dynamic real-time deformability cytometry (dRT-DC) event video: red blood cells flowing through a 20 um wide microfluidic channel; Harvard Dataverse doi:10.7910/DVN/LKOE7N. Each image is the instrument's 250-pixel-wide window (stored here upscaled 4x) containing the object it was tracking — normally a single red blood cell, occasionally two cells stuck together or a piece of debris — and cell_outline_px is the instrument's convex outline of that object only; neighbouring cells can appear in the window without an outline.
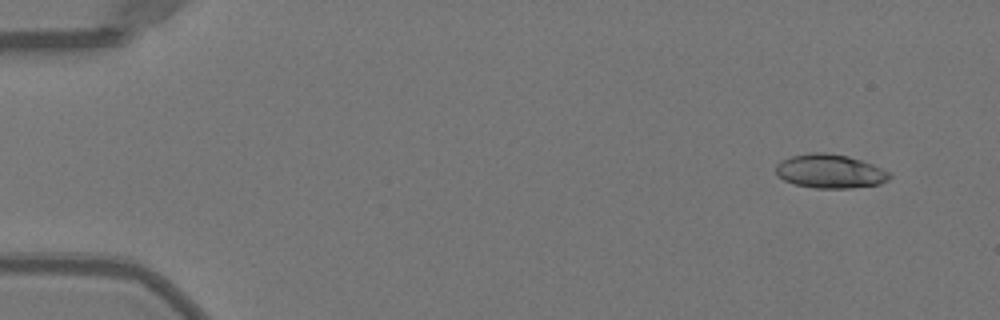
{"species": "Egyptian fruit bat (a non-hibernating species)", "species_latin": "Rousettus aegyptiacus", "temperature_condition": "warm", "stored_images_in_passage": 48, "camera_frame_rate_fps": 3000, "um_per_image_px": 0.085, "animal": {"sex": "female"}, "frame": {"image": 1, "passage_image": 4, "time_ms": 1.0, "image_size_px": [1000, 320], "cell_outline_px": [[892, 176], [888, 180], [880, 184], [848, 188], [816, 188], [796, 184], [784, 180], [776, 172], [776, 164], [780, 160], [792, 156], [808, 152], [824, 152], [848, 156], [872, 164], [892, 172]], "centroid_in_image_um": [70.57, 14.55], "position_along_channel_um": 14.4, "area_um2": 22.48}}
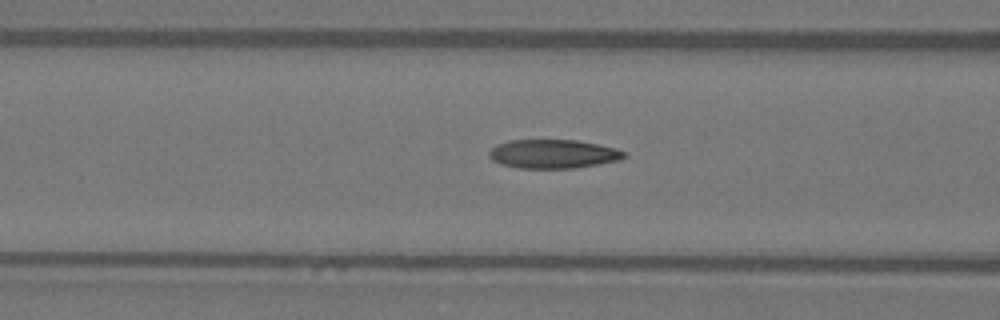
{"frame": {"image": 2, "passage_image": 21, "time_ms": 6.667, "image_size_px": [1000, 320], "cell_outline_px": [[628, 156], [620, 160], [572, 168], [520, 168], [500, 164], [492, 160], [488, 156], [488, 152], [496, 144], [508, 140], [576, 140], [600, 144], [616, 148], [624, 152]], "centroid_in_image_um": [47.0, 13.07], "position_along_channel_um": 119.6, "area_um2": 22.77}}
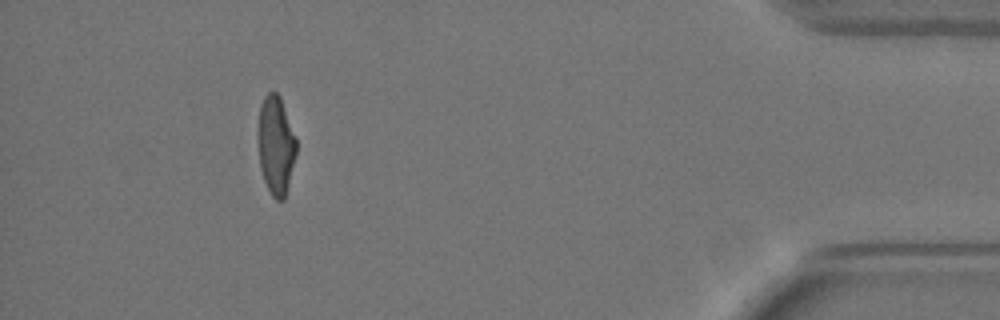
{"frame": {"image": 3, "passage_image": 47, "time_ms": 15.333, "image_size_px": [1000, 320], "cell_outline_px": [[296, 156], [284, 200], [276, 200], [272, 196], [264, 180], [260, 168], [256, 132], [260, 104], [264, 96], [268, 92], [276, 92], [280, 96], [296, 136]], "centroid_in_image_um": [23.43, 12.31], "position_along_channel_um": 411.8, "area_um2": 22.48}}